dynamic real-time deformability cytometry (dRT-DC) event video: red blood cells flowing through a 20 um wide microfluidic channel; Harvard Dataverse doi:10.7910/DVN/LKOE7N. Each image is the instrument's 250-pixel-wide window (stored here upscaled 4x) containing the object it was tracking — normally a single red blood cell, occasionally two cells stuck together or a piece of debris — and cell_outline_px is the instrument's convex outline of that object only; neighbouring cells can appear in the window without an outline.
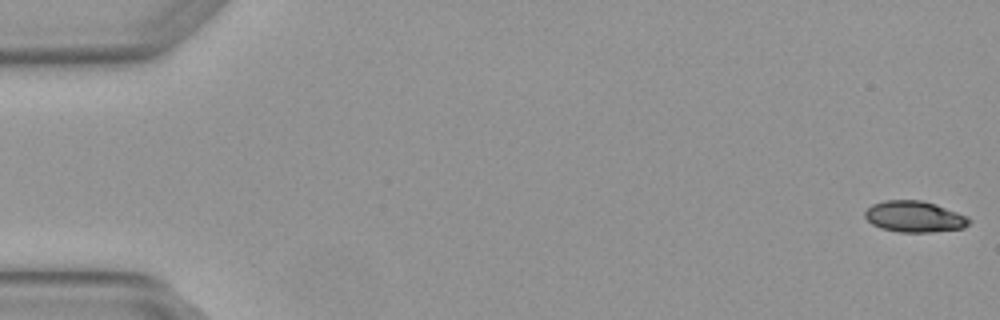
{"species": "Egyptian fruit bat (a non-hibernating species)", "species_latin": "Rousettus aegyptiacus", "temperature_condition": "warm", "stored_images_in_passage": 3, "camera_frame_rate_fps": 3000, "um_per_image_px": 0.085, "animal": {"sex": "female"}, "frame": {"image": 1, "passage_image": 1, "time_ms": 0.0, "image_size_px": [1000, 320], "cell_outline_px": [[972, 220], [964, 228], [932, 232], [900, 232], [880, 228], [872, 224], [864, 216], [864, 212], [872, 204], [884, 200], [920, 200], [936, 204], [968, 216]], "centroid_in_image_um": [77.73, 18.41], "position_along_channel_um": 7.3, "area_um2": 19.02}}